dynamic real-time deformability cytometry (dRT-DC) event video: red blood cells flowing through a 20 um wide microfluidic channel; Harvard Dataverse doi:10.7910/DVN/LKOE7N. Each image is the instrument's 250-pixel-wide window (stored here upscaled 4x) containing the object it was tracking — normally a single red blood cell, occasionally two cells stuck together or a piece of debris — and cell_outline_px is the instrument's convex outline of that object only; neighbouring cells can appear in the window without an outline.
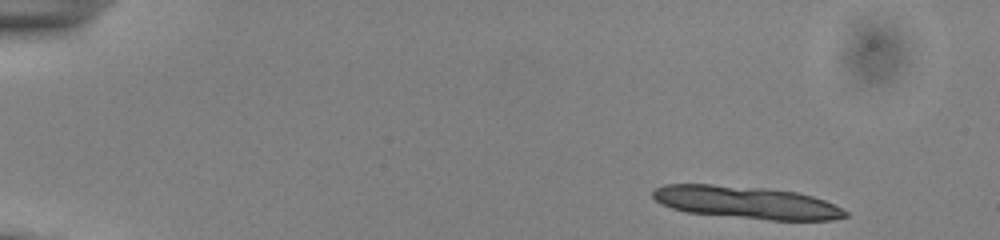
{"species": "common noctule bat (a hibernating species)", "species_latin": "Nyctalus noctula", "temperature_condition": "cold", "stored_images_in_passage": 11, "camera_frame_rate_fps": 3000, "um_per_image_px": 0.085, "animal": {"sex": "male", "body_mass_g": 13.0, "forearm_length_mm": 53.1}, "frame": {"image": 1, "passage_image": 2, "time_ms": 0.333, "image_size_px": [1000, 240], "cell_outline_px": [[848, 216], [832, 220], [772, 220], [688, 212], [672, 208], [660, 204], [652, 196], [652, 192], [656, 188], [664, 184], [712, 184], [760, 188], [796, 192], [812, 196], [824, 200], [848, 212]], "centroid_in_image_um": [63.42, 17.2], "position_along_channel_um": 21.6, "area_um2": 36.07}}